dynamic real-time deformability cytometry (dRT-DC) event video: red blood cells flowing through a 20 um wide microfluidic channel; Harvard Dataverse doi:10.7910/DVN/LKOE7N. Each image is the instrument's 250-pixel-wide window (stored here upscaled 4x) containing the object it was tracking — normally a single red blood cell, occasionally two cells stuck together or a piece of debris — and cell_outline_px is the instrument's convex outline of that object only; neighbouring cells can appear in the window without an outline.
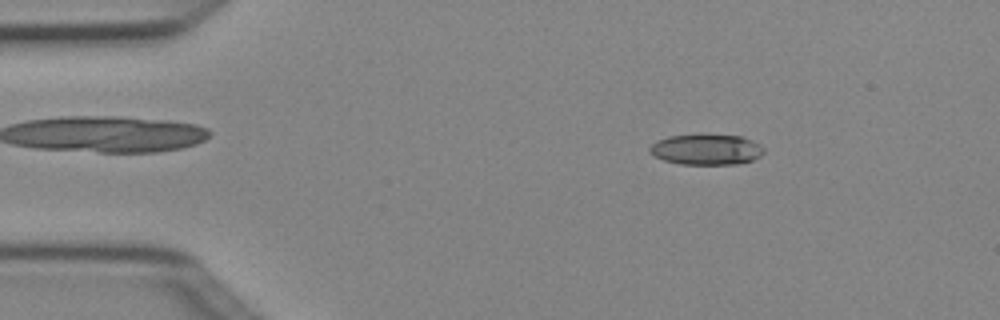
{"species": "Egyptian fruit bat (a non-hibernating species)", "species_latin": "Rousettus aegyptiacus", "temperature_condition": "cold", "stored_images_in_passage": 3, "camera_frame_rate_fps": 3000, "um_per_image_px": 0.085, "animal": {"sex": "female"}, "frame": {"image": 1, "passage_image": 1, "time_ms": 0.0, "image_size_px": [1000, 320], "cell_outline_px": [[764, 152], [760, 156], [752, 160], [736, 164], [680, 164], [664, 160], [656, 156], [648, 148], [656, 140], [668, 136], [704, 132], [740, 136], [752, 140], [760, 144], [764, 148]], "centroid_in_image_um": [60.05, 12.66], "position_along_channel_um": 25.0, "area_um2": 20.92}}
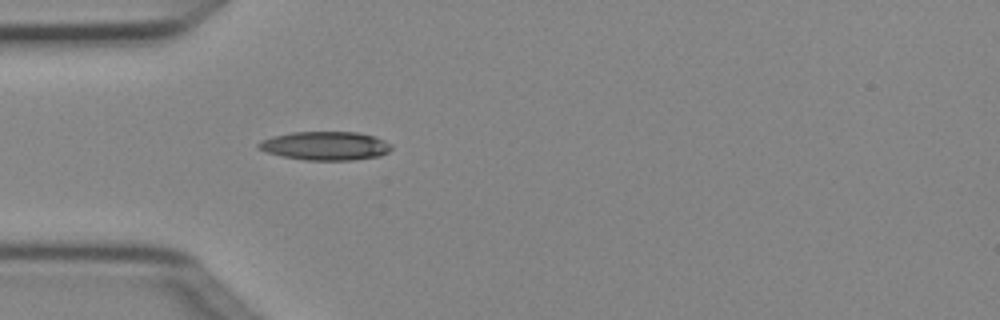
{"frame": {"image": 2, "passage_image": 3, "time_ms": 0.667, "image_size_px": [1000, 320], "cell_outline_px": [[392, 148], [388, 152], [380, 156], [352, 160], [304, 160], [284, 156], [268, 152], [260, 148], [256, 144], [260, 140], [272, 136], [292, 132], [356, 132], [376, 136], [392, 144]], "centroid_in_image_um": [27.69, 12.39], "position_along_channel_um": 57.3, "area_um2": 22.2}}